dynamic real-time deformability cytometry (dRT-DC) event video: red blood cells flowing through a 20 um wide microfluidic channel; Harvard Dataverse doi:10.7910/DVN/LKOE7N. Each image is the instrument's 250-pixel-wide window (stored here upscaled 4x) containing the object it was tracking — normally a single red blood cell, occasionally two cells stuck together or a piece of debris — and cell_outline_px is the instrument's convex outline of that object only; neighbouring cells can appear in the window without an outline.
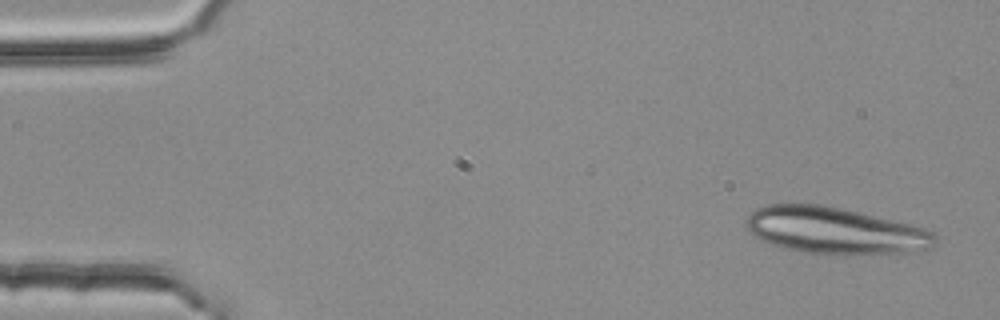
{"species": "common noctule bat (a hibernating species)", "species_latin": "Nyctalus noctula", "temperature_condition": "room temperature", "stored_images_in_passage": 3, "camera_frame_rate_fps": 3000, "um_per_image_px": 0.085, "animal": {"sex": "female", "body_mass_g": 25.1}, "frame": {"image": 1, "passage_image": 1, "time_ms": 0.0, "image_size_px": [1000, 320], "cell_outline_px": [[936, 240], [932, 248], [920, 252], [832, 256], [804, 252], [784, 248], [772, 244], [756, 236], [744, 224], [744, 220], [748, 212], [756, 208], [768, 204], [824, 204], [908, 224], [924, 228], [936, 232]], "centroid_in_image_um": [70.99, 19.62], "position_along_channel_um": 14.0, "area_um2": 52.02}}